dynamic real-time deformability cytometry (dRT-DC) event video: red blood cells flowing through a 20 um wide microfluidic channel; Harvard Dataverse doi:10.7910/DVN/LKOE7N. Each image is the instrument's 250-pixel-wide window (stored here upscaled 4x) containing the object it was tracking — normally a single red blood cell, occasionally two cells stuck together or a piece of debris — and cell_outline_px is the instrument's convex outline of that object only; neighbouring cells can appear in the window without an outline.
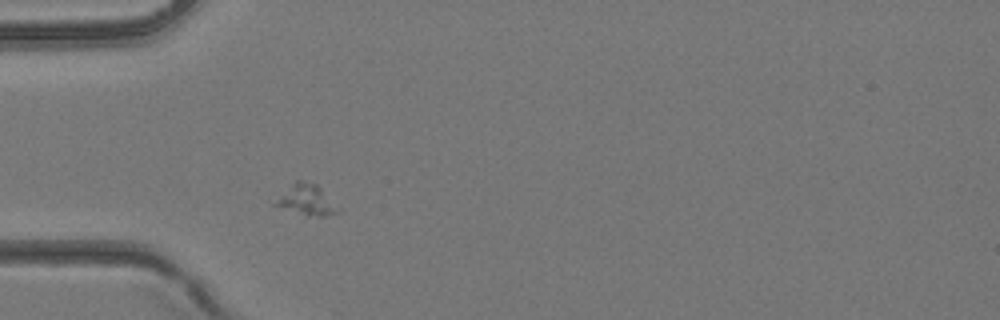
{"species": "common noctule bat (a hibernating species)", "species_latin": "Nyctalus noctula", "temperature_condition": "room temperature", "stored_images_in_passage": 2, "camera_frame_rate_fps": 3000, "um_per_image_px": 0.085, "animal": {"sex": "female", "body_mass_g": 24.6, "forearm_length_mm": 56.2}, "frame": {"image": 1, "passage_image": 2, "time_ms": 0.333, "image_size_px": [1000, 320], "cell_outline_px": [[340, 212], [324, 216], [316, 216], [300, 212], [272, 204], [296, 180], [300, 180], [316, 184], [320, 188]], "centroid_in_image_um": [26.06, 16.97], "position_along_channel_um": 58.9, "area_um2": 10.23}}